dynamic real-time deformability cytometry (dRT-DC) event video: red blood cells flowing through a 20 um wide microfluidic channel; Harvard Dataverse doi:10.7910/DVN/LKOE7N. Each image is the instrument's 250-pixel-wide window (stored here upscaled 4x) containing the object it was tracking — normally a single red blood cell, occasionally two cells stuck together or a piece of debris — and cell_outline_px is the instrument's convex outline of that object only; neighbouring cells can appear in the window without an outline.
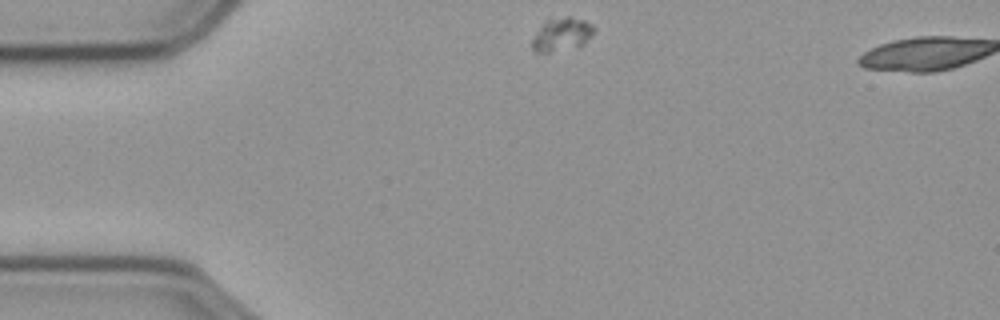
{"species": "common noctule bat (a hibernating species)", "species_latin": "Nyctalus noctula", "temperature_condition": "cold", "stored_images_in_passage": 2, "camera_frame_rate_fps": 3000, "um_per_image_px": 0.085, "animal": {"sex": "male", "body_mass_g": 23.1, "forearm_length_mm": 52.7}, "frame": {"image": 1, "passage_image": 1, "time_ms": 0.0, "image_size_px": [1000, 320], "cell_outline_px": [[596, 28], [592, 36], [580, 48], [548, 52], [536, 52], [532, 48], [532, 40], [536, 32], [544, 20], [568, 16], [572, 16], [584, 20], [592, 24]], "centroid_in_image_um": [47.79, 2.93], "position_along_channel_um": 37.2, "area_um2": 12.37}}